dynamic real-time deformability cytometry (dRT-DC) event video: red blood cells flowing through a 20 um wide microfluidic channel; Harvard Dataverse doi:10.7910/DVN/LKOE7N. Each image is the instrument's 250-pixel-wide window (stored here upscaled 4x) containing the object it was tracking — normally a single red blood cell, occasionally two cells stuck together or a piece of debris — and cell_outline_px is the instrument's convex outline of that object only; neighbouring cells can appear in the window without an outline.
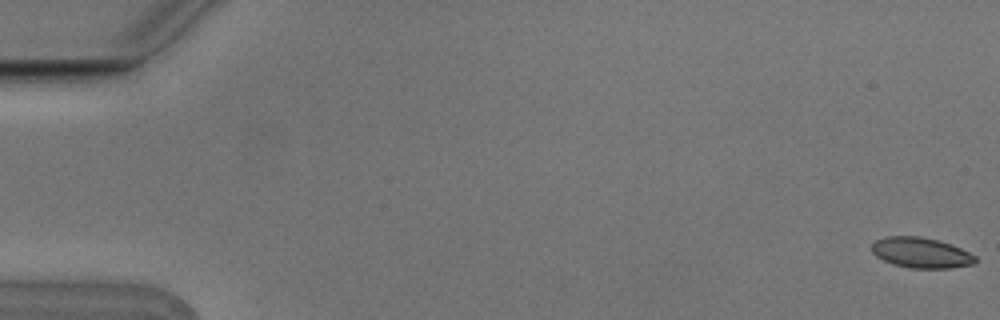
{"species": "Egyptian fruit bat (a non-hibernating species)", "species_latin": "Rousettus aegyptiacus", "temperature_condition": "cold", "stored_images_in_passage": 8, "camera_frame_rate_fps": 3000, "um_per_image_px": 0.085, "animal": {"sex": "male"}, "frame": {"image": 1, "passage_image": 1, "time_ms": 0.0, "image_size_px": [1000, 320], "cell_outline_px": [[976, 260], [972, 264], [948, 268], [912, 268], [892, 264], [876, 256], [872, 252], [872, 244], [876, 240], [884, 236], [920, 236], [940, 240], [960, 248], [976, 256]], "centroid_in_image_um": [78.26, 21.47], "position_along_channel_um": 6.7, "area_um2": 18.32}}
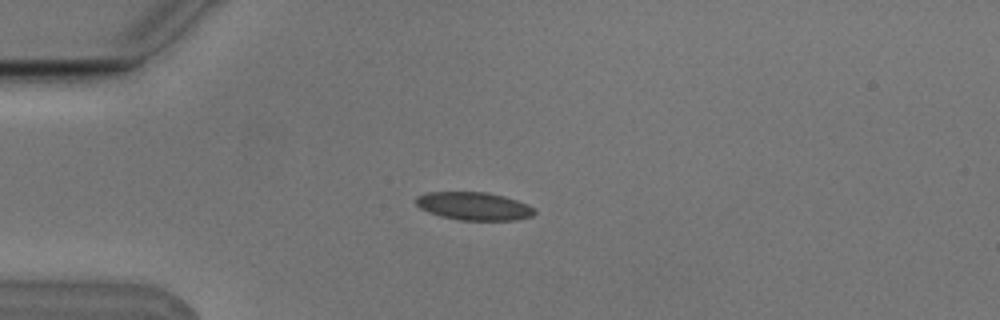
{"frame": {"image": 2, "passage_image": 5, "time_ms": 1.333, "image_size_px": [1000, 320], "cell_outline_px": [[536, 212], [532, 216], [516, 220], [460, 220], [440, 216], [428, 212], [420, 208], [416, 204], [416, 196], [428, 192], [484, 192], [504, 196], [528, 204], [536, 208]], "centroid_in_image_um": [40.3, 17.52], "position_along_channel_um": 44.7, "area_um2": 19.42}}
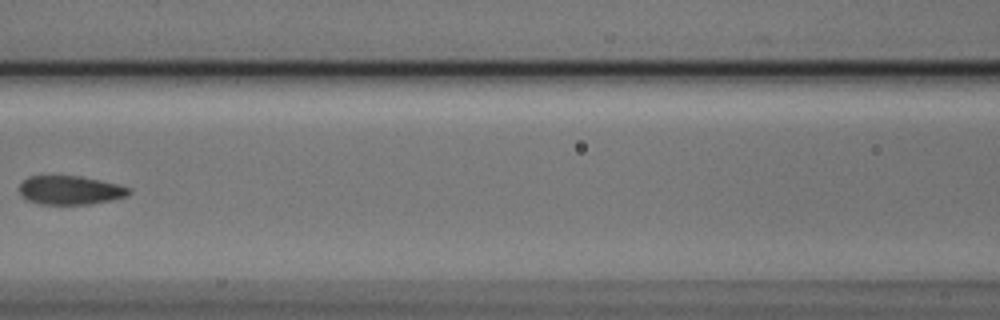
{"frame": {"image": 3, "passage_image": 8, "time_ms": 2.333, "image_size_px": [1000, 320], "cell_outline_px": [[132, 192], [128, 196], [112, 200], [88, 204], [40, 204], [28, 200], [20, 196], [20, 184], [28, 176], [80, 176], [120, 184], [132, 188]], "centroid_in_image_um": [6.01, 16.16], "position_along_channel_um": 160.6, "area_um2": 18.55}}